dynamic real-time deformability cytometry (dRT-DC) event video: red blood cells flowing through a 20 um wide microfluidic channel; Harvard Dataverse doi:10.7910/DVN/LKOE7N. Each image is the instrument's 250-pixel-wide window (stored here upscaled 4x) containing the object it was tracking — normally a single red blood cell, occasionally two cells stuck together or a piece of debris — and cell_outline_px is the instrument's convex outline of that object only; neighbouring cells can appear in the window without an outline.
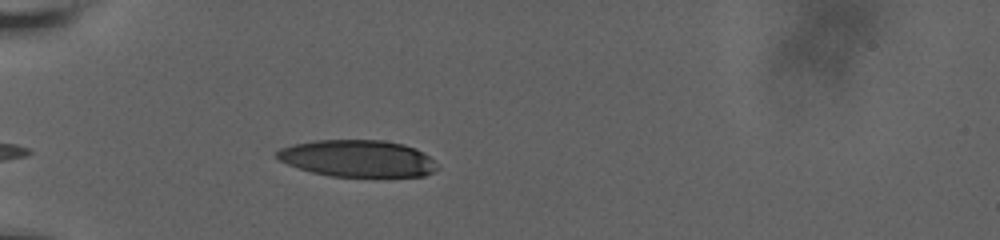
{"species": "human", "species_latin": "Homo sapiens", "temperature_condition": "room temperature", "stored_images_in_passage": 40, "camera_frame_rate_fps": 3000, "um_per_image_px": 0.085, "donor": {"sex": "male"}, "frame": {"image": 1, "passage_image": 1, "time_ms": 0.0, "image_size_px": [1000, 240], "cell_outline_px": [[440, 168], [424, 176], [332, 176], [312, 172], [288, 164], [280, 160], [276, 156], [276, 152], [280, 148], [292, 144], [316, 140], [384, 140], [404, 144], [416, 148], [428, 156]], "centroid_in_image_um": [30.4, 13.46], "position_along_channel_um": 54.6, "area_um2": 34.28}}
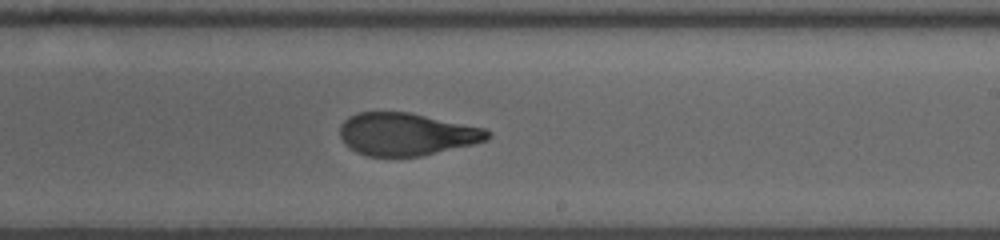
{"frame": {"image": 2, "passage_image": 19, "time_ms": 6.0, "image_size_px": [1000, 240], "cell_outline_px": [[492, 136], [488, 140], [472, 144], [420, 156], [368, 156], [356, 152], [344, 144], [340, 136], [340, 124], [348, 116], [356, 112], [408, 112], [484, 128], [492, 132]], "centroid_in_image_um": [34.52, 11.4], "position_along_channel_um": 254.5, "area_um2": 36.59}}
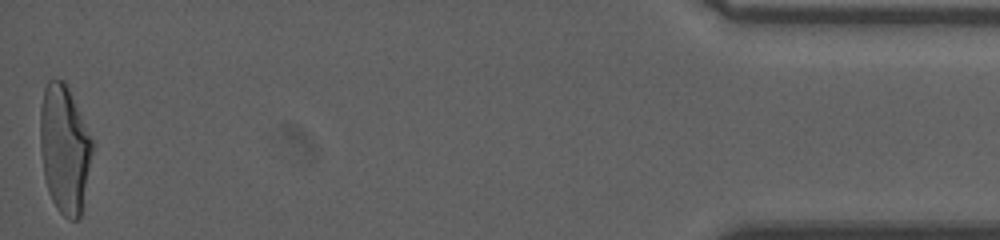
{"frame": {"image": 3, "passage_image": 40, "time_ms": 13.0, "image_size_px": [1000, 240], "cell_outline_px": [[92, 152], [80, 216], [76, 220], [68, 220], [56, 208], [48, 192], [44, 176], [40, 148], [40, 108], [44, 88], [48, 80], [64, 80], [68, 88], [92, 140]], "centroid_in_image_um": [5.45, 12.67], "position_along_channel_um": 429.8, "area_um2": 38.38}, "authors_computed_cell_mechanics": {"area_um2": 37.7434, "velocity_mm_per_s": 3.6759, "shape_relaxation_time_tau1_ms": 7.5971, "shape_relaxation_time_tau2_ms": 1.5127, "deformation_change_tau1": 0.2861, "deformation_change_tau2": 0.0926}}